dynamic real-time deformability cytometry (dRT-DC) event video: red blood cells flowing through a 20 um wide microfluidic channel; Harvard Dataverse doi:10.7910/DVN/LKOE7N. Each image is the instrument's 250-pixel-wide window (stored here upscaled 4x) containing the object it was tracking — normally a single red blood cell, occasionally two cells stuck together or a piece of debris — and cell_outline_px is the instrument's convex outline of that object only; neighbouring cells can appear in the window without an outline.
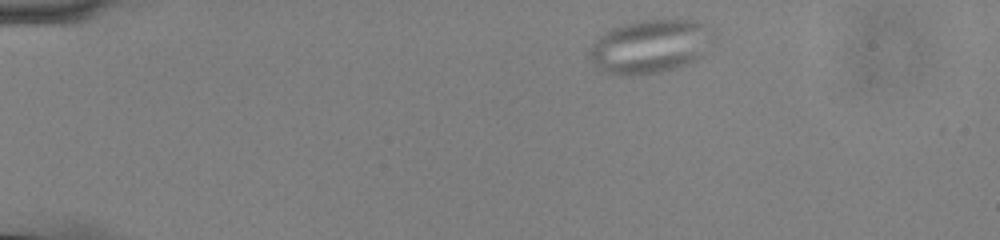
{"species": "common noctule bat (a hibernating species)", "species_latin": "Nyctalus noctula", "temperature_condition": "cold", "stored_images_in_passage": 47, "camera_frame_rate_fps": 3000, "um_per_image_px": 0.085, "animal": {"sex": "male", "body_mass_g": 13.0, "forearm_length_mm": 53.1}, "frame": {"image": 1, "passage_image": 1, "time_ms": 0.0, "image_size_px": [1000, 240], "cell_outline_px": [[716, 36], [704, 56], [688, 64], [676, 68], [660, 72], [628, 76], [620, 76], [604, 72], [596, 68], [588, 56], [588, 52], [592, 44], [604, 32], [612, 28], [624, 24], [640, 20], [696, 20], [716, 28]], "centroid_in_image_um": [55.33, 3.95], "position_along_channel_um": 29.7, "area_um2": 39.65}}
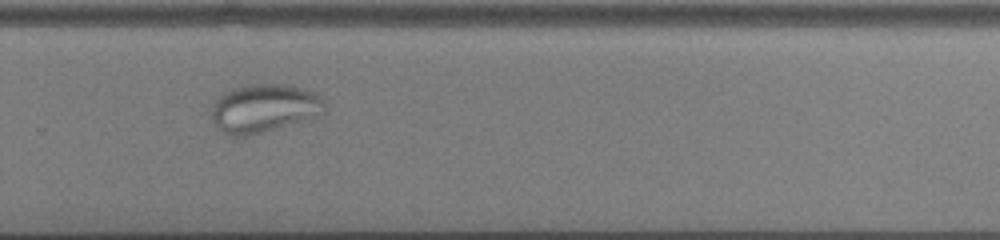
{"frame": {"image": 2, "passage_image": 30, "time_ms": 9.667, "image_size_px": [1000, 240], "cell_outline_px": [[324, 112], [260, 132], [244, 136], [228, 136], [212, 120], [212, 104], [224, 92], [236, 88], [252, 84], [288, 84], [312, 92], [320, 96], [324, 104]], "centroid_in_image_um": [22.38, 9.17], "position_along_channel_um": 307.4, "area_um2": 30.75}}
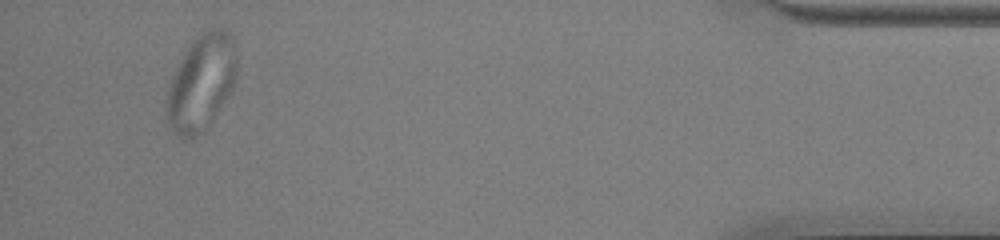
{"frame": {"image": 3, "passage_image": 44, "time_ms": 14.333, "image_size_px": [1000, 240], "cell_outline_px": [[236, 80], [232, 92], [208, 128], [204, 132], [192, 140], [184, 140], [172, 132], [168, 128], [164, 108], [172, 76], [180, 60], [188, 48], [204, 32], [212, 28], [224, 28], [232, 36], [236, 44]], "centroid_in_image_um": [17.12, 7.13], "position_along_channel_um": 418.1, "area_um2": 40.0}}